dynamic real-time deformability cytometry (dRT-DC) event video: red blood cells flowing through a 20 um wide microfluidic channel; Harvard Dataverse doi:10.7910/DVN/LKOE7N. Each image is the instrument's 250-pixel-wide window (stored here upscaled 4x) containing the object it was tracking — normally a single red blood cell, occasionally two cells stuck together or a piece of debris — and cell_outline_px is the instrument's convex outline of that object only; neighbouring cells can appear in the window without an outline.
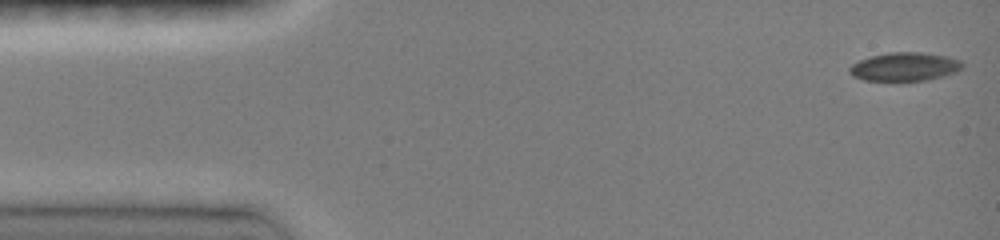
{"species": "common noctule bat (a hibernating species)", "species_latin": "Nyctalus noctula", "temperature_condition": "room temperature", "stored_images_in_passage": 7, "camera_frame_rate_fps": 3000, "um_per_image_px": 0.085, "animal": {"sex": "female", "body_mass_g": 19.0, "forearm_length_mm": 51.5}, "frame": {"image": 1, "passage_image": 1, "time_ms": 0.0, "image_size_px": [1000, 240], "cell_outline_px": [[964, 68], [956, 72], [944, 76], [928, 80], [864, 80], [852, 76], [848, 72], [848, 68], [852, 64], [860, 60], [872, 56], [888, 52], [920, 52], [948, 56], [960, 60], [964, 64]], "centroid_in_image_um": [76.92, 5.66], "position_along_channel_um": 8.1, "area_um2": 18.84}}
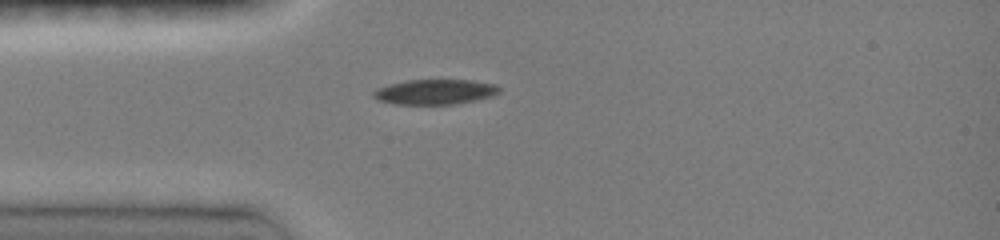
{"frame": {"image": 2, "passage_image": 6, "time_ms": 3.667, "image_size_px": [1000, 240], "cell_outline_px": [[500, 92], [492, 96], [476, 100], [456, 104], [396, 104], [376, 100], [372, 96], [372, 92], [376, 88], [388, 84], [408, 80], [472, 80], [496, 84], [500, 88]], "centroid_in_image_um": [36.96, 7.81], "position_along_channel_um": 48.0, "area_um2": 18.55}}